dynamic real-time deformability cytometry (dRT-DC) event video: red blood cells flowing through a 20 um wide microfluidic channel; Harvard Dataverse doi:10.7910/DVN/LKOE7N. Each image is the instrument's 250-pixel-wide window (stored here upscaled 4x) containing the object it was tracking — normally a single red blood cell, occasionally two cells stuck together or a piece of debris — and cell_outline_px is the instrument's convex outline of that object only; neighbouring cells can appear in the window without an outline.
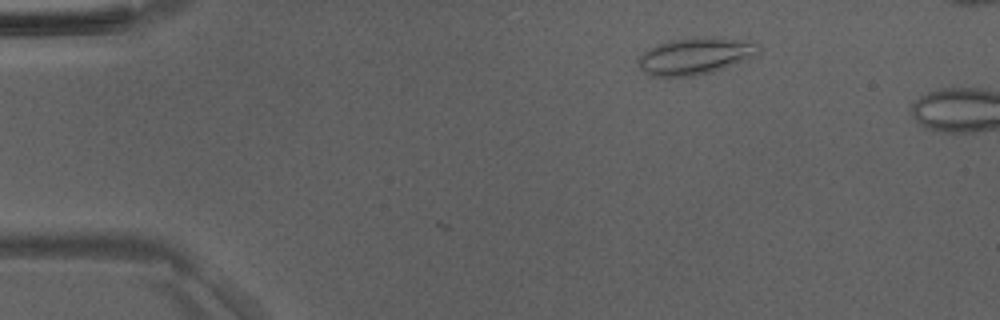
{"species": "Egyptian fruit bat (a non-hibernating species)", "species_latin": "Rousettus aegyptiacus", "temperature_condition": "room temperature", "stored_images_in_passage": 34, "camera_frame_rate_fps": 3000, "um_per_image_px": 0.085, "animal": {"sex": "male"}, "frame": {"image": 1, "passage_image": 1, "time_ms": 0.0, "image_size_px": [1000, 320], "cell_outline_px": [[760, 44], [756, 56], [724, 68], [712, 72], [692, 76], [652, 76], [644, 72], [640, 68], [636, 60], [644, 52], [656, 44], [668, 40], [692, 36], [696, 36], [736, 40]], "centroid_in_image_um": [59.04, 4.76], "position_along_channel_um": 26.0, "area_um2": 25.72}}
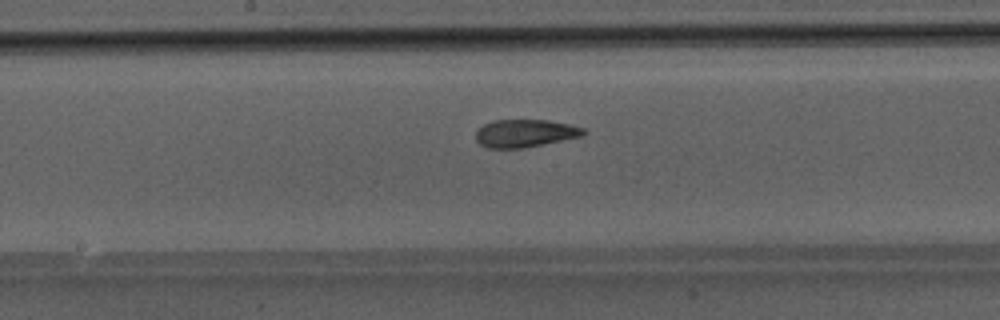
{"frame": {"image": 2, "passage_image": 19, "time_ms": 6.0, "image_size_px": [1000, 320], "cell_outline_px": [[588, 132], [584, 136], [524, 148], [488, 148], [480, 144], [476, 140], [476, 132], [484, 124], [496, 120], [548, 120], [568, 124], [584, 128]], "centroid_in_image_um": [44.67, 11.33], "position_along_channel_um": 203.5, "area_um2": 17.46}}
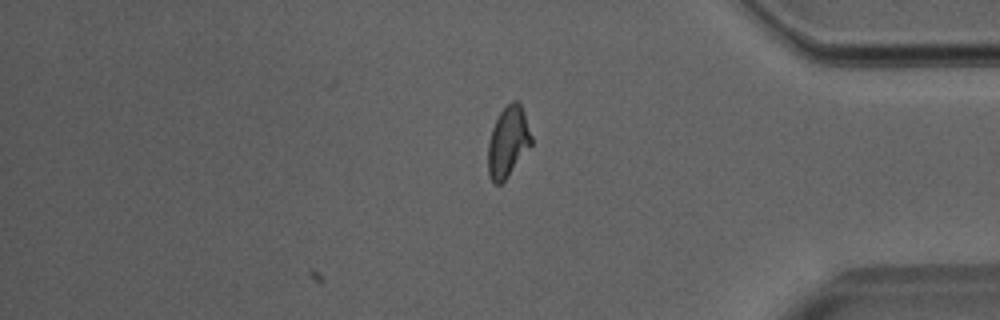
{"frame": {"image": 3, "passage_image": 34, "time_ms": 11.0, "image_size_px": [1000, 320], "cell_outline_px": [[532, 144], [504, 180], [500, 184], [492, 184], [488, 176], [488, 144], [492, 128], [500, 112], [512, 100], [516, 100], [520, 104], [524, 112], [532, 136]], "centroid_in_image_um": [43.17, 12.06], "position_along_channel_um": 392.0, "area_um2": 17.69}}